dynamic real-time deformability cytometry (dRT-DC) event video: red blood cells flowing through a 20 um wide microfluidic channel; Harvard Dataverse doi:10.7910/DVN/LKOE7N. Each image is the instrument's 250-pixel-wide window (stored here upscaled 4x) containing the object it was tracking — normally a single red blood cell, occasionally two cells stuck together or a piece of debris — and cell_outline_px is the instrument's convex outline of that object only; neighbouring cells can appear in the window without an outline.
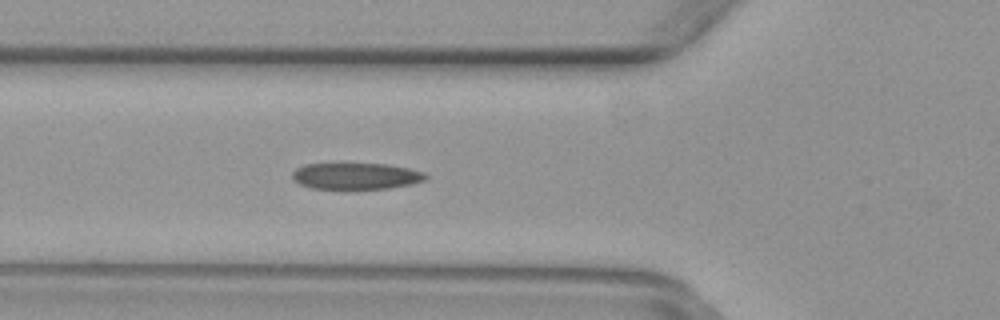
{"species": "common noctule bat (a hibernating species)", "species_latin": "Nyctalus noctula", "temperature_condition": "warm", "stored_images_in_passage": 49, "camera_frame_rate_fps": 3000, "um_per_image_px": 0.085, "animal": {"sex": "female", "body_mass_g": 29.2, "forearm_length_mm": 56.3}, "frame": {"image": 1, "passage_image": 17, "time_ms": 5.333, "image_size_px": [1000, 320], "cell_outline_px": [[428, 176], [424, 180], [412, 184], [388, 188], [348, 192], [312, 188], [300, 184], [292, 180], [292, 172], [296, 168], [304, 164], [388, 164], [408, 168], [424, 172]], "centroid_in_image_um": [30.22, 15.01], "position_along_channel_um": 95.6, "area_um2": 21.44}}
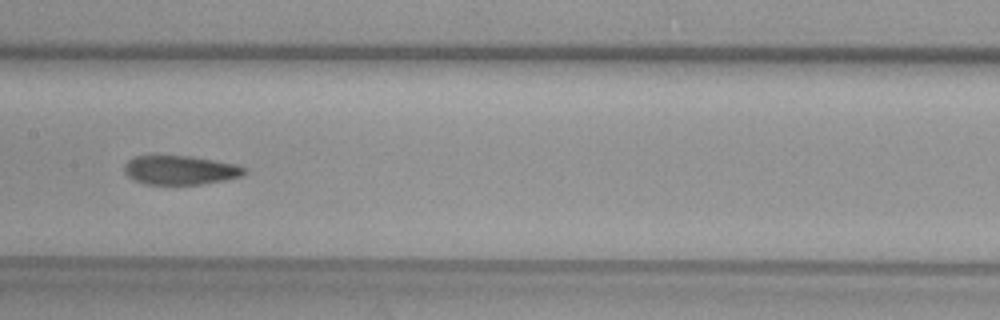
{"frame": {"image": 2, "passage_image": 24, "time_ms": 7.667, "image_size_px": [1000, 320], "cell_outline_px": [[248, 172], [240, 176], [224, 180], [200, 184], [144, 184], [132, 180], [124, 172], [124, 164], [128, 160], [136, 156], [188, 156], [236, 164], [248, 168]], "centroid_in_image_um": [15.31, 14.46], "position_along_channel_um": 192.1, "area_um2": 20.29}}
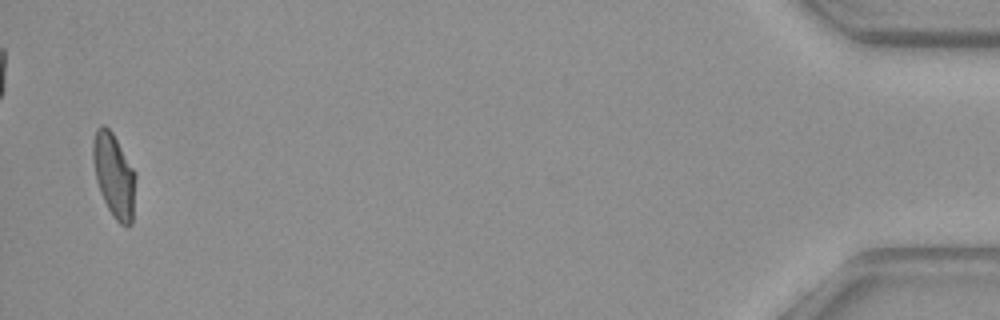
{"frame": {"image": 3, "passage_image": 48, "time_ms": 15.667, "image_size_px": [1000, 320], "cell_outline_px": [[136, 180], [132, 224], [128, 228], [120, 224], [112, 216], [100, 192], [96, 180], [92, 160], [92, 140], [96, 128], [100, 124], [104, 124], [112, 132], [136, 172]], "centroid_in_image_um": [9.69, 14.9], "position_along_channel_um": 425.5, "area_um2": 21.27}}